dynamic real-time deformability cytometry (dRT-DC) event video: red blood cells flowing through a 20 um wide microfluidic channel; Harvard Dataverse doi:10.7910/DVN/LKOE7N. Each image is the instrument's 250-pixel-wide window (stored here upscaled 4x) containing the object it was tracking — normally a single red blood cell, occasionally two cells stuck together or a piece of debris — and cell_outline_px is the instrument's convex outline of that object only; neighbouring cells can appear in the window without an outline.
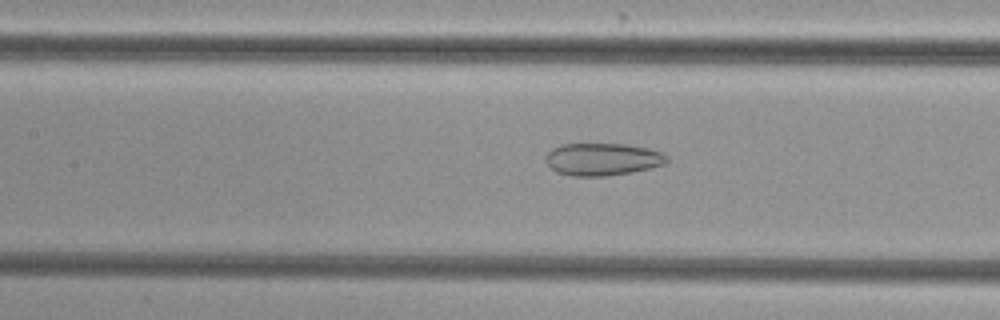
{"species": "common noctule bat (a hibernating species)", "species_latin": "Nyctalus noctula", "temperature_condition": "cold", "stored_images_in_passage": 47, "camera_frame_rate_fps": 3000, "um_per_image_px": 0.085, "animal": {"sex": "female", "body_mass_g": 29.2, "forearm_length_mm": 56.3}, "frame": {"image": 1, "passage_image": 24, "time_ms": 7.667, "image_size_px": [1000, 320], "cell_outline_px": [[668, 160], [664, 164], [632, 172], [604, 176], [572, 176], [556, 172], [548, 164], [548, 152], [552, 148], [560, 144], [628, 144], [648, 148], [660, 152], [668, 156]], "centroid_in_image_um": [51.23, 13.53], "position_along_channel_um": 156.2, "area_um2": 22.72}}
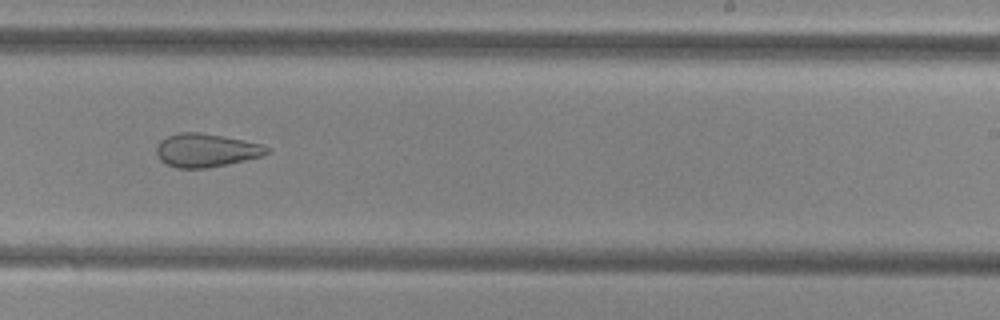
{"frame": {"image": 2, "passage_image": 33, "time_ms": 10.667, "image_size_px": [1000, 320], "cell_outline_px": [[272, 152], [264, 156], [228, 164], [208, 168], [176, 168], [160, 160], [156, 152], [156, 144], [160, 140], [168, 136], [180, 132], [200, 132], [224, 136], [244, 140], [260, 144], [272, 148]], "centroid_in_image_um": [17.55, 12.77], "position_along_channel_um": 271.4, "area_um2": 21.79}}
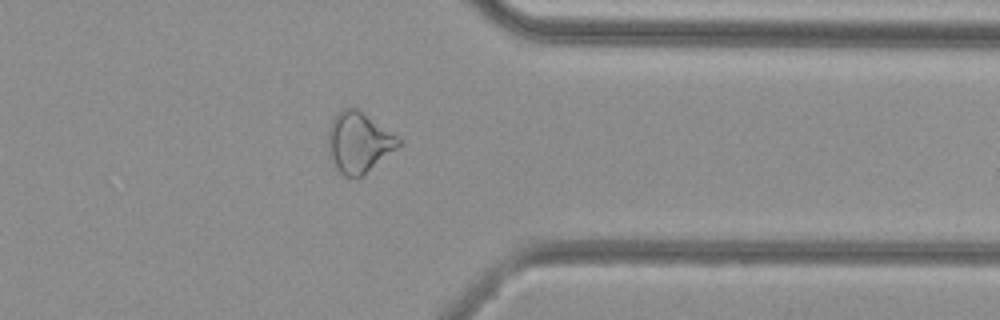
{"frame": {"image": 3, "passage_image": 42, "time_ms": 13.667, "image_size_px": [1000, 320], "cell_outline_px": [[404, 144], [400, 148], [364, 176], [344, 176], [340, 172], [328, 152], [328, 128], [336, 112], [344, 108], [356, 108], [404, 140]], "centroid_in_image_um": [30.56, 12.11], "position_along_channel_um": 380.8, "area_um2": 25.2}}